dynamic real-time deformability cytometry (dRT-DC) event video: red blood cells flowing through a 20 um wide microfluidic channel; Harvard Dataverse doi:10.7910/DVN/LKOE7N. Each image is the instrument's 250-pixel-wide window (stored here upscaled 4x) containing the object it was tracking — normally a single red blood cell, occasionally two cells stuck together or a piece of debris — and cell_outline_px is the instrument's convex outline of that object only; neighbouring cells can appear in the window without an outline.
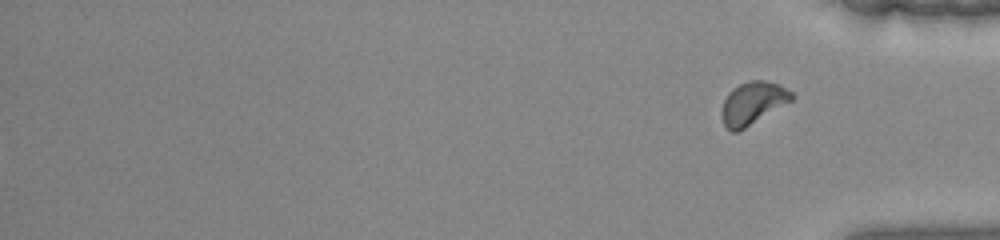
{"species": "common noctule bat (a hibernating species)", "species_latin": "Nyctalus noctula", "temperature_condition": "warm", "stored_images_in_passage": 41, "segment_of_instrument_passage": [2, 2], "camera_frame_rate_fps": 3000, "um_per_image_px": 0.085, "animal": {"sex": "female", "body_mass_g": 22.0, "forearm_length_mm": 56.7}, "frame": {"image": 1, "passage_image": 41, "time_ms": 13.333, "image_size_px": [1000, 240], "cell_outline_px": [[796, 96], [792, 100], [740, 132], [732, 132], [724, 124], [720, 112], [724, 100], [728, 92], [732, 88], [748, 80], [764, 80], [776, 84], [792, 92]], "centroid_in_image_um": [63.96, 8.78], "position_along_channel_um": 371.2, "area_um2": 17.46}}